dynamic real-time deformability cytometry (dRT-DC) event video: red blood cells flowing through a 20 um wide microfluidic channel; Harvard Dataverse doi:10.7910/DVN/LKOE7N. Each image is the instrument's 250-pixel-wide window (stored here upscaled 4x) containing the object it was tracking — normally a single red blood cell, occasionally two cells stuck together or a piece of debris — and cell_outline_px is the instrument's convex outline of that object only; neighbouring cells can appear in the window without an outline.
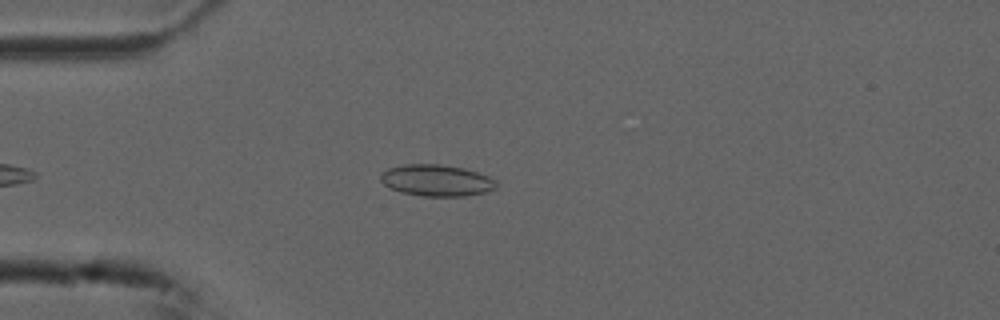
{"species": "common noctule bat (a hibernating species)", "species_latin": "Nyctalus noctula", "temperature_condition": "cold", "stored_images_in_passage": 40, "camera_frame_rate_fps": 3000, "um_per_image_px": 0.085, "animal": {"sex": "male", "forearm_length_mm": 52.5}, "frame": {"image": 1, "passage_image": 3, "time_ms": 0.667, "image_size_px": [1000, 320], "cell_outline_px": [[496, 188], [484, 192], [464, 196], [424, 196], [400, 192], [384, 184], [380, 180], [380, 172], [388, 168], [404, 164], [440, 164], [464, 168], [488, 176], [496, 180]], "centroid_in_image_um": [37.08, 15.32], "position_along_channel_um": 47.9, "area_um2": 21.21}}
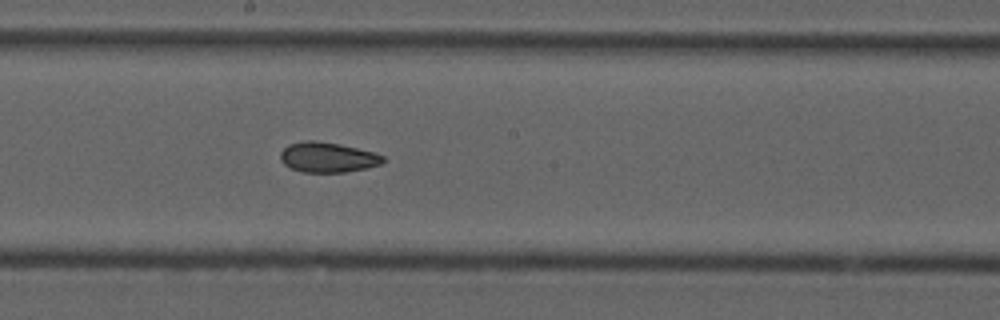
{"frame": {"image": 2, "passage_image": 18, "time_ms": 5.667, "image_size_px": [1000, 320], "cell_outline_px": [[384, 160], [380, 164], [368, 168], [344, 172], [304, 172], [292, 168], [284, 164], [280, 160], [280, 152], [288, 144], [304, 140], [316, 140], [340, 144], [376, 152], [384, 156]], "centroid_in_image_um": [27.85, 13.35], "position_along_channel_um": 220.3, "area_um2": 18.15}}
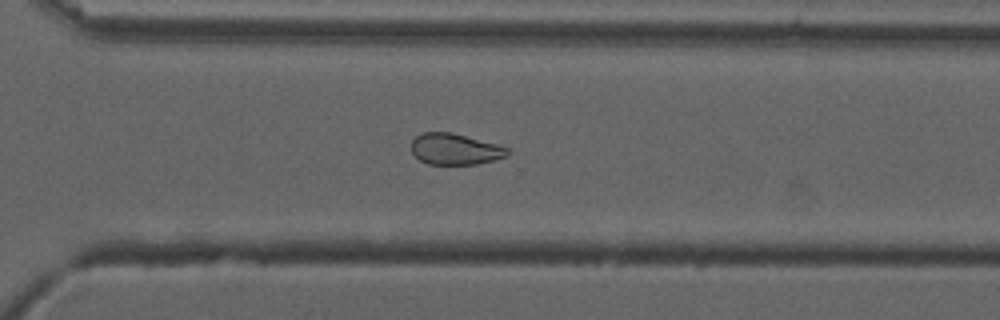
{"frame": {"image": 3, "passage_image": 27, "time_ms": 8.667, "image_size_px": [1000, 320], "cell_outline_px": [[512, 152], [508, 156], [476, 164], [428, 164], [420, 160], [412, 152], [412, 140], [416, 136], [424, 132], [452, 132], [496, 144], [508, 148]], "centroid_in_image_um": [38.69, 12.67], "position_along_channel_um": 331.9, "area_um2": 17.4}, "authors_computed_cell_mechanics": {"area_um2": 19.1318, "velocity_mm_per_s": 3.7365, "shape_relaxation_time_tau1_ms": null, "shape_relaxation_time_tau2_ms": 4.6378, "deformation_change_tau1": null, "deformation_change_tau2": 0.0805}}